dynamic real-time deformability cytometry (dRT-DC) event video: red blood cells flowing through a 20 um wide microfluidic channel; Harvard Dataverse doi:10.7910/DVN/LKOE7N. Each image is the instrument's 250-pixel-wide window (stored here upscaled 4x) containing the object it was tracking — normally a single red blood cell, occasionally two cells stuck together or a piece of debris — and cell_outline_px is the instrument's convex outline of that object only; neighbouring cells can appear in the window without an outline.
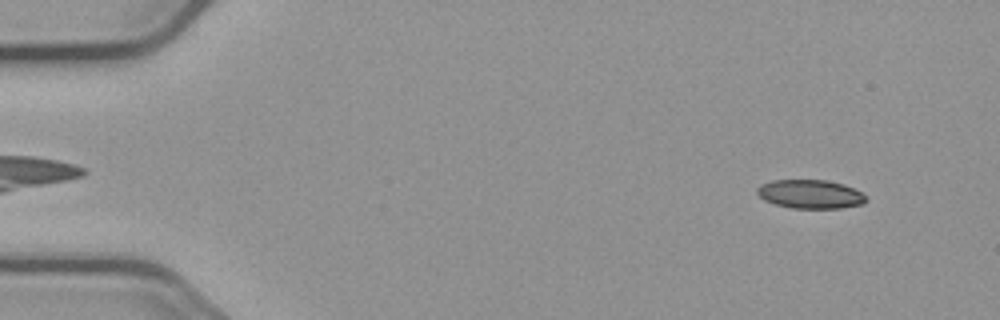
{"species": "common noctule bat (a hibernating species)", "species_latin": "Nyctalus noctula", "temperature_condition": "cold", "stored_images_in_passage": 53, "camera_frame_rate_fps": 3000, "um_per_image_px": 0.085, "animal": {"sex": "male", "body_mass_g": 23.1, "forearm_length_mm": 52.7}, "frame": {"image": 1, "passage_image": 2, "time_ms": 0.333, "image_size_px": [1000, 320], "cell_outline_px": [[868, 200], [864, 204], [840, 208], [792, 208], [776, 204], [764, 200], [756, 192], [756, 188], [760, 184], [772, 180], [828, 180], [844, 184], [860, 192]], "centroid_in_image_um": [68.86, 16.5], "position_along_channel_um": 16.1, "area_um2": 18.26}}
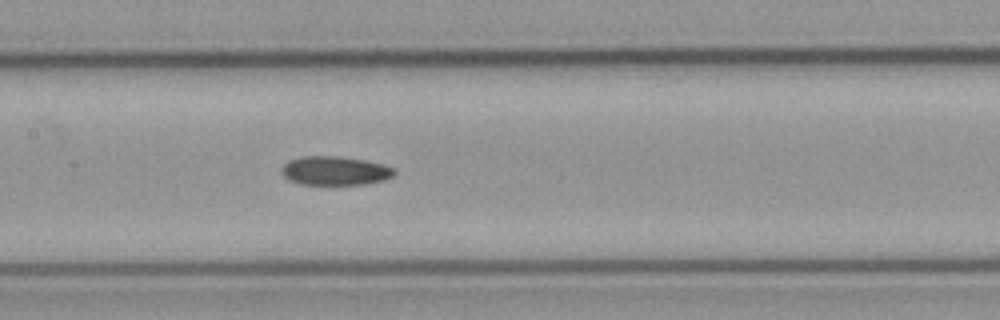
{"frame": {"image": 2, "passage_image": 24, "time_ms": 7.667, "image_size_px": [1000, 320], "cell_outline_px": [[396, 176], [384, 180], [364, 184], [300, 184], [284, 176], [280, 172], [284, 164], [288, 160], [300, 156], [340, 156], [364, 160], [384, 164], [396, 168]], "centroid_in_image_um": [28.52, 14.5], "position_along_channel_um": 178.9, "area_um2": 19.13}}
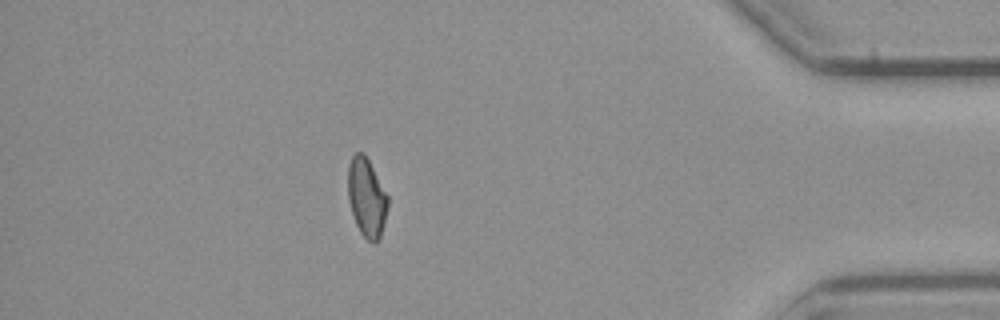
{"frame": {"image": 3, "passage_image": 46, "time_ms": 15.0, "image_size_px": [1000, 320], "cell_outline_px": [[388, 204], [384, 224], [380, 240], [376, 244], [372, 244], [360, 232], [356, 224], [348, 200], [348, 164], [352, 156], [356, 152], [364, 152], [388, 196]], "centroid_in_image_um": [31.17, 16.81], "position_along_channel_um": 404.0, "area_um2": 18.38}}